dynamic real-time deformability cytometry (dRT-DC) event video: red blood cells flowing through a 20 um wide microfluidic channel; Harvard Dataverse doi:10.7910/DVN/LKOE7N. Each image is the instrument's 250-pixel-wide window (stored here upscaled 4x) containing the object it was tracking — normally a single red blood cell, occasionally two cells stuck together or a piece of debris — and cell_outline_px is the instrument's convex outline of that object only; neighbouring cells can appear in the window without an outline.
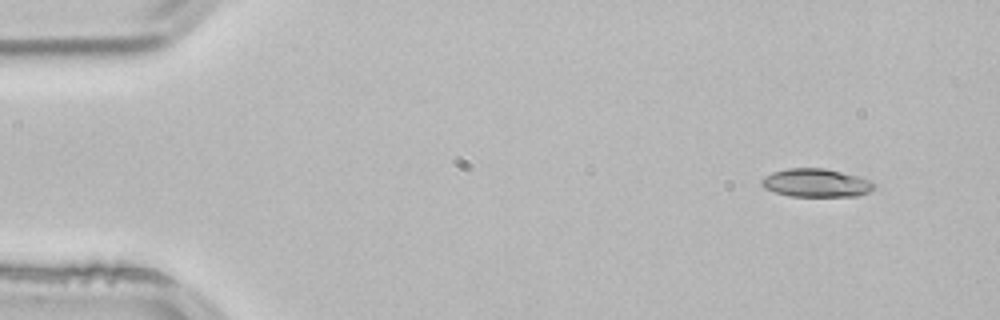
{"species": "common noctule bat (a hibernating species)", "species_latin": "Nyctalus noctula", "temperature_condition": "room temperature", "stored_images_in_passage": 3, "camera_frame_rate_fps": 3000, "um_per_image_px": 0.085, "animal": {"sex": "male", "body_mass_g": 21.5, "forearm_length_mm": 52.0}, "frame": {"image": 1, "passage_image": 3, "time_ms": 0.667, "image_size_px": [1000, 320], "cell_outline_px": [[876, 184], [868, 192], [856, 196], [788, 196], [764, 188], [760, 184], [760, 180], [764, 176], [772, 172], [788, 168], [824, 168], [856, 176], [868, 180]], "centroid_in_image_um": [69.3, 15.54], "position_along_channel_um": 15.7, "area_um2": 18.38}}